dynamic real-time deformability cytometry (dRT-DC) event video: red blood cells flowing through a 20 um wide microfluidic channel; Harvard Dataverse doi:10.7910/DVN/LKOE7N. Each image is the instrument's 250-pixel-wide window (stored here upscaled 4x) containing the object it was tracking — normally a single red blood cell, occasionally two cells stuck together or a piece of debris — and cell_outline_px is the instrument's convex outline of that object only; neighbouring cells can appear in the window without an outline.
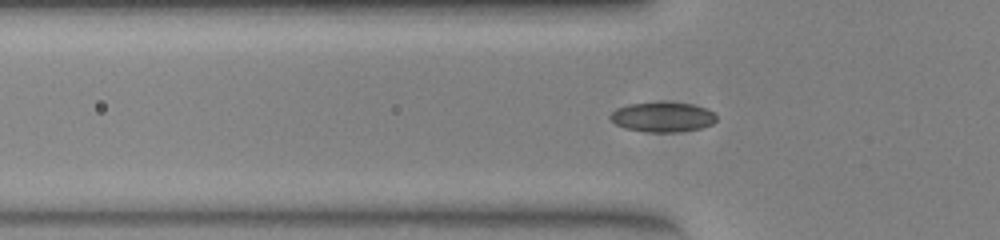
{"species": "common noctule bat (a hibernating species)", "species_latin": "Nyctalus noctula", "temperature_condition": "warm", "stored_images_in_passage": 44, "camera_frame_rate_fps": 3000, "um_per_image_px": 0.085, "animal": {"sex": "female", "body_mass_g": 23.0, "forearm_length_mm": 53.4}, "frame": {"image": 1, "passage_image": 14, "time_ms": 4.333, "image_size_px": [1000, 240], "cell_outline_px": [[716, 120], [712, 124], [700, 128], [676, 132], [648, 132], [624, 128], [616, 124], [608, 116], [616, 108], [628, 104], [692, 104], [708, 108], [716, 112]], "centroid_in_image_um": [56.34, 9.97], "position_along_channel_um": 69.5, "area_um2": 18.09}}
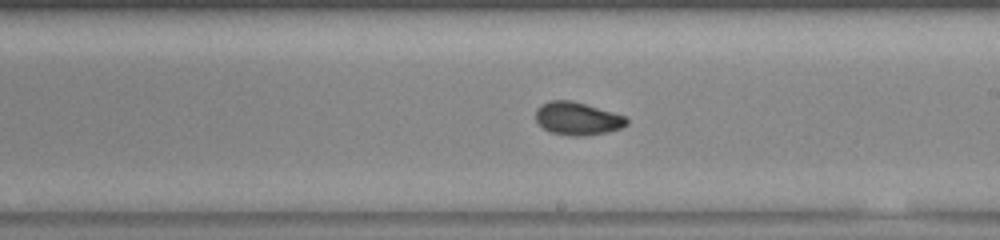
{"frame": {"image": 2, "passage_image": 27, "time_ms": 8.667, "image_size_px": [1000, 240], "cell_outline_px": [[628, 124], [620, 128], [608, 132], [584, 136], [572, 136], [548, 132], [536, 120], [536, 108], [548, 100], [572, 100], [624, 116], [628, 120]], "centroid_in_image_um": [49.05, 10.08], "position_along_channel_um": 239.9, "area_um2": 17.4}}
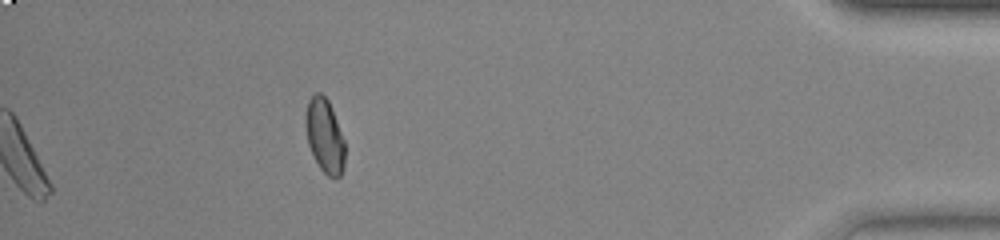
{"frame": {"image": 3, "passage_image": 44, "time_ms": 14.333, "image_size_px": [1000, 240], "cell_outline_px": [[344, 168], [340, 176], [328, 176], [320, 168], [308, 144], [304, 124], [304, 116], [308, 100], [316, 92], [320, 92], [328, 100], [344, 140]], "centroid_in_image_um": [27.57, 11.51], "position_along_channel_um": 407.6, "area_um2": 16.82}, "authors_computed_cell_mechanics": {"area_um2": 17.1955, "velocity_mm_per_s": 3.9239, "shape_relaxation_time_tau1_ms": 8.3782, "shape_relaxation_time_tau2_ms": null, "deformation_change_tau1": 0.1908, "deformation_change_tau2": null}}